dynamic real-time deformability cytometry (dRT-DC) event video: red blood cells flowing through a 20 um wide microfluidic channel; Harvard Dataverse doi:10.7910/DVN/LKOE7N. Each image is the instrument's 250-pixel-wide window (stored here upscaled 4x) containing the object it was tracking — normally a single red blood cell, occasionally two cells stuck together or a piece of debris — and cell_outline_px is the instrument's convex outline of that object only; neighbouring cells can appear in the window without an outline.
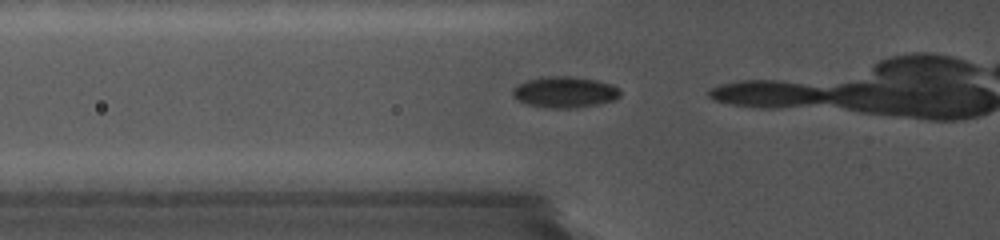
{"species": "common noctule bat (a hibernating species)", "species_latin": "Nyctalus noctula", "temperature_condition": "cold", "stored_images_in_passage": 6, "camera_frame_rate_fps": 5000, "um_per_image_px": 0.085, "animal": {"sex": "female", "body_mass_g": 19.0, "forearm_length_mm": 56.7}, "frame": {"image": 1, "passage_image": 4, "time_ms": 0.4, "image_size_px": [1000, 240], "cell_outline_px": [[620, 96], [616, 100], [576, 108], [548, 108], [528, 104], [516, 100], [512, 96], [512, 88], [516, 84], [528, 80], [544, 76], [572, 76], [596, 80], [612, 84], [620, 88]], "centroid_in_image_um": [47.99, 7.82], "position_along_channel_um": 77.8, "area_um2": 19.77}}